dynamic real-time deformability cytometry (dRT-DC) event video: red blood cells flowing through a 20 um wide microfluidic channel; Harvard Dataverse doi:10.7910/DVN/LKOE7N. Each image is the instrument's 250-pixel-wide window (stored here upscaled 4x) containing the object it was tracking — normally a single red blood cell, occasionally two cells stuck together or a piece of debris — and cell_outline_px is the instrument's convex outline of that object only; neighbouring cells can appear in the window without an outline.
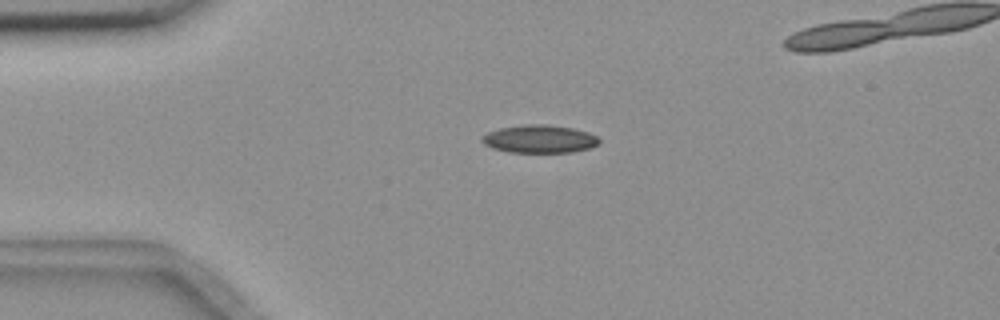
{"species": "common noctule bat (a hibernating species)", "species_latin": "Nyctalus noctula", "temperature_condition": "room temperature", "stored_images_in_passage": 40, "camera_frame_rate_fps": 3000, "um_per_image_px": 0.085, "animal": {"sex": "female", "body_mass_g": 18.4}, "frame": {"image": 1, "passage_image": 2, "time_ms": 0.333, "image_size_px": [1000, 320], "cell_outline_px": [[600, 144], [588, 148], [568, 152], [508, 152], [492, 148], [484, 144], [480, 140], [480, 136], [488, 132], [500, 128], [524, 124], [548, 124], [572, 128], [588, 132], [596, 136], [600, 140]], "centroid_in_image_um": [45.82, 11.8], "position_along_channel_um": 39.2, "area_um2": 19.13}}
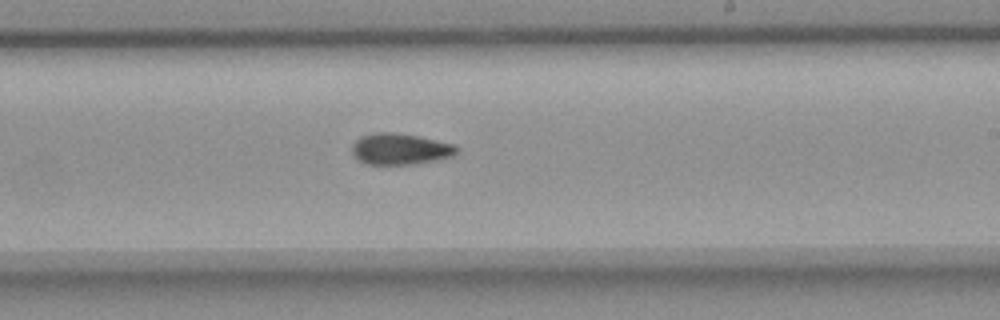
{"frame": {"image": 2, "passage_image": 22, "time_ms": 7.0, "image_size_px": [1000, 320], "cell_outline_px": [[456, 152], [452, 156], [436, 160], [412, 164], [364, 164], [352, 156], [352, 144], [360, 136], [372, 132], [396, 132], [456, 144]], "centroid_in_image_um": [33.95, 12.66], "position_along_channel_um": 255.1, "area_um2": 19.13}}
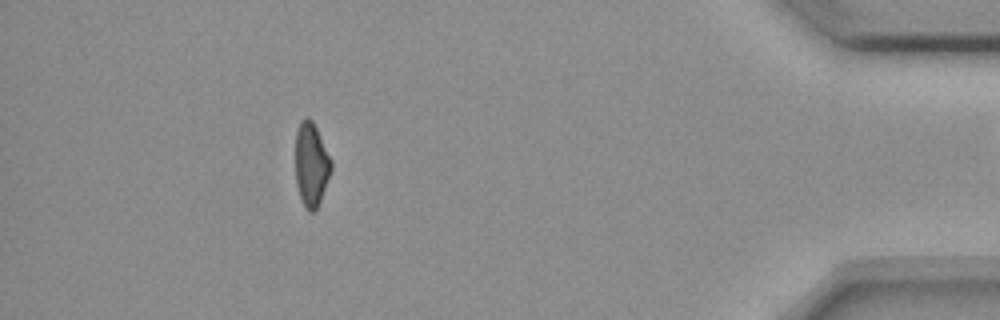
{"frame": {"image": 3, "passage_image": 39, "time_ms": 12.667, "image_size_px": [1000, 320], "cell_outline_px": [[332, 168], [320, 200], [316, 208], [312, 212], [308, 212], [304, 208], [296, 184], [296, 132], [300, 120], [304, 116], [308, 116], [312, 120], [332, 160]], "centroid_in_image_um": [26.44, 13.95], "position_along_channel_um": 408.8, "area_um2": 17.4}}